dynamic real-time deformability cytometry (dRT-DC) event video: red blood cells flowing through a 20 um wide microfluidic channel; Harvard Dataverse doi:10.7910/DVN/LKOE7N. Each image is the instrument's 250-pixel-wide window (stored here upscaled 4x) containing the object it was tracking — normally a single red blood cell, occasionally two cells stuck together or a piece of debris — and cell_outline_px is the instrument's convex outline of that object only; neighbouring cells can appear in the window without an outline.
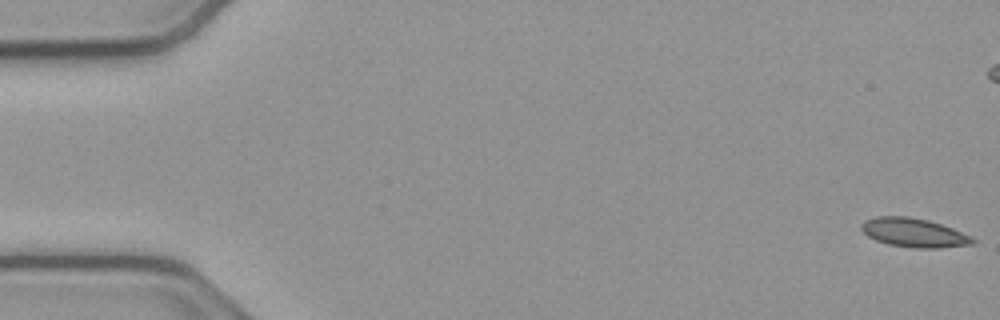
{"species": "common noctule bat (a hibernating species)", "species_latin": "Nyctalus noctula", "temperature_condition": "cold", "stored_images_in_passage": 12, "camera_frame_rate_fps": 3000, "um_per_image_px": 0.085, "animal": {"sex": "male", "body_mass_g": 23.1, "forearm_length_mm": 52.7}, "frame": {"image": 1, "passage_image": 1, "time_ms": 0.0, "image_size_px": [1000, 320], "cell_outline_px": [[976, 244], [936, 248], [912, 248], [888, 244], [876, 240], [868, 236], [860, 228], [860, 224], [864, 220], [876, 216], [908, 216], [928, 220], [952, 228], [972, 236], [976, 240]], "centroid_in_image_um": [77.68, 19.78], "position_along_channel_um": 7.3, "area_um2": 18.9}}